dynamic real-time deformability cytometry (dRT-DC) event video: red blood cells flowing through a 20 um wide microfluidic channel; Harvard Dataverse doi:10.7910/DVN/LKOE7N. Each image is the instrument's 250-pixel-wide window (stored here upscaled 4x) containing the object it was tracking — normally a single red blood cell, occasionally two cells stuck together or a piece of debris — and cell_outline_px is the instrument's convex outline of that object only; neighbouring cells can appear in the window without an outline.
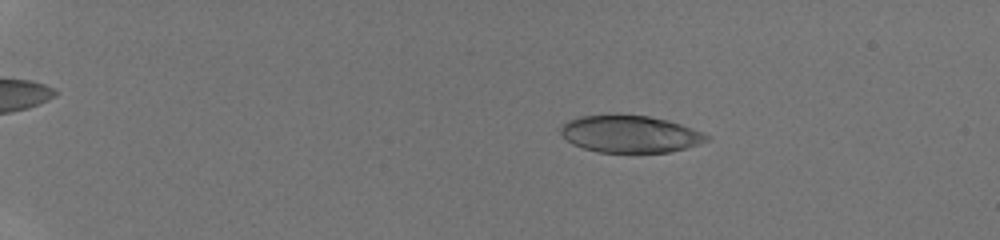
{"species": "human", "species_latin": "Homo sapiens", "temperature_condition": "room temperature", "stored_images_in_passage": 48, "camera_frame_rate_fps": 3000, "um_per_image_px": 0.085, "donor": {"sex": "male"}, "frame": {"image": 1, "passage_image": 11, "time_ms": 3.333, "image_size_px": [1000, 240], "cell_outline_px": [[712, 140], [684, 148], [668, 152], [596, 152], [572, 144], [560, 132], [560, 128], [568, 120], [580, 116], [612, 112], [616, 112], [648, 116], [668, 120], [704, 132], [712, 136]], "centroid_in_image_um": [53.56, 11.35], "position_along_channel_um": 31.4, "area_um2": 32.25}}
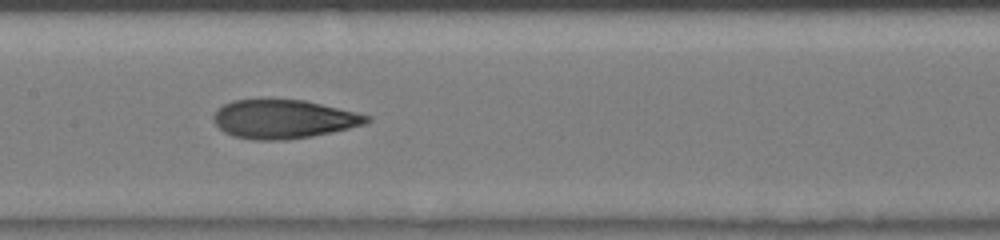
{"frame": {"image": 2, "passage_image": 28, "time_ms": 9.0, "image_size_px": [1000, 240], "cell_outline_px": [[372, 120], [364, 124], [332, 132], [312, 136], [284, 140], [256, 140], [232, 136], [224, 132], [212, 120], [212, 116], [224, 104], [232, 100], [304, 100], [356, 112], [372, 116]], "centroid_in_image_um": [24.11, 10.13], "position_along_channel_um": 183.3, "area_um2": 34.39}}
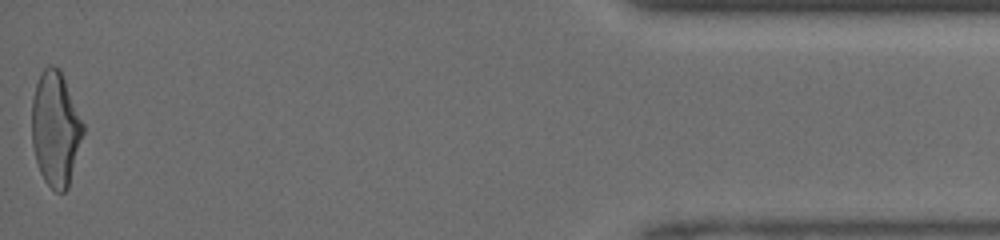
{"frame": {"image": 3, "passage_image": 48, "time_ms": 15.667, "image_size_px": [1000, 240], "cell_outline_px": [[84, 132], [68, 188], [64, 192], [56, 192], [44, 180], [40, 172], [36, 160], [32, 144], [32, 100], [36, 84], [44, 68], [48, 64], [52, 64], [60, 68], [84, 124]], "centroid_in_image_um": [4.72, 10.94], "position_along_channel_um": 430.5, "area_um2": 34.22}}